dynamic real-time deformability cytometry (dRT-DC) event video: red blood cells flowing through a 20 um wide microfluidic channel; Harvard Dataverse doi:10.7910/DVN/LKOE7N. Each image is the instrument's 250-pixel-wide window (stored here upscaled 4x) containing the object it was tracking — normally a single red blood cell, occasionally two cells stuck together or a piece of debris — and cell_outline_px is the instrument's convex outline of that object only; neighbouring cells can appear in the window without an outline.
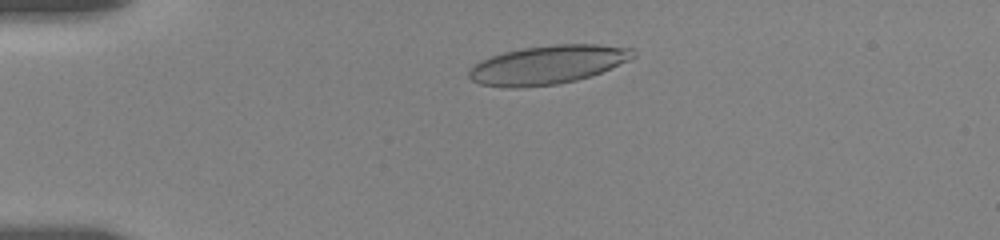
{"species": "human", "species_latin": "Homo sapiens", "temperature_condition": "room temperature", "stored_images_in_passage": 4, "camera_frame_rate_fps": 3000, "um_per_image_px": 0.085, "donor": {"sex": "female"}, "frame": {"image": 1, "passage_image": 3, "time_ms": 2.333, "image_size_px": [1000, 240], "cell_outline_px": [[636, 56], [628, 60], [600, 72], [576, 80], [556, 84], [520, 88], [504, 88], [480, 84], [472, 80], [468, 76], [468, 72], [480, 60], [504, 52], [524, 48], [552, 44], [596, 44], [632, 48], [636, 52]], "centroid_in_image_um": [46.54, 5.5], "position_along_channel_um": 38.5, "area_um2": 36.82}}